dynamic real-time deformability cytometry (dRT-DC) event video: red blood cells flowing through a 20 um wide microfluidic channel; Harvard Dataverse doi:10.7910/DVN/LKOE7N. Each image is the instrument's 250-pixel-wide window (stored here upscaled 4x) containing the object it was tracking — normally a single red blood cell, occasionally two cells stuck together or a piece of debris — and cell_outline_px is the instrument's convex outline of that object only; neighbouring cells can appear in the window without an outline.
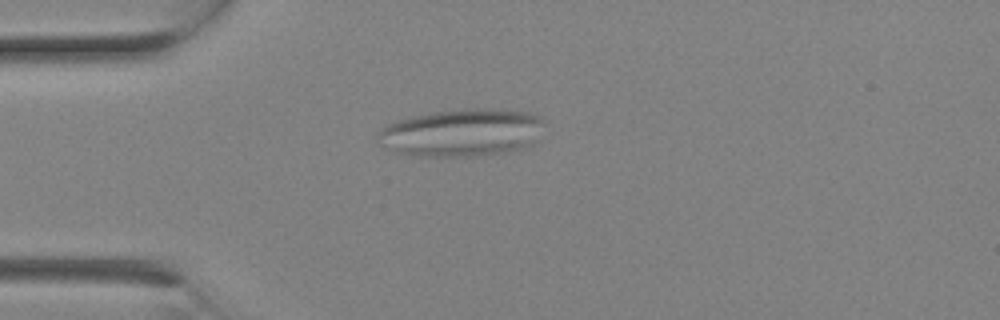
{"species": "Egyptian fruit bat (a non-hibernating species)", "species_latin": "Rousettus aegyptiacus", "temperature_condition": "room temperature", "stored_images_in_passage": 1, "camera_frame_rate_fps": 3000, "um_per_image_px": 0.085, "animal": {"sex": "female"}, "frame": {"image": 1, "passage_image": 1, "time_ms": 0.0, "image_size_px": [1000, 320], "cell_outline_px": [[544, 120], [532, 144], [528, 148], [504, 152], [476, 156], [416, 156], [396, 152], [380, 144], [376, 136], [376, 132], [388, 124], [400, 120], [416, 116], [436, 112], [464, 108], [476, 108], [528, 112], [540, 116]], "centroid_in_image_um": [39.24, 11.29], "position_along_channel_um": 45.8, "area_um2": 45.84}}